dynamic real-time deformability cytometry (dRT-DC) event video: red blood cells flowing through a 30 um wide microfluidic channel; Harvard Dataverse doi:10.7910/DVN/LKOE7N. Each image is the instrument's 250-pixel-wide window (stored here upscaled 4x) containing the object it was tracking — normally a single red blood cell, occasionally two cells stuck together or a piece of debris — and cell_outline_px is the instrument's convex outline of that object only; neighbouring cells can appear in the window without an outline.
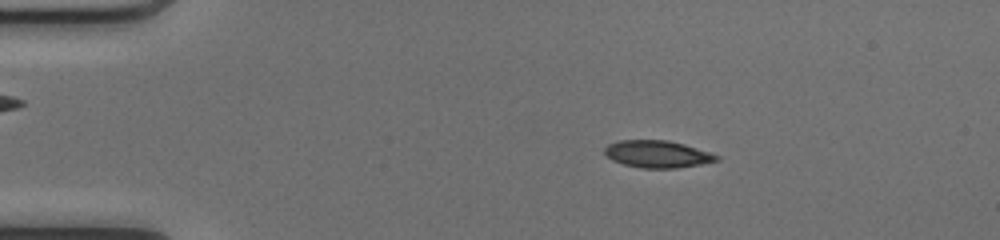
{"species": "common noctule bat (a hibernating species)", "species_latin": "Nyctalus noctula", "temperature_condition": "cold", "stored_images_in_passage": 50, "camera_frame_rate_fps": 3000, "um_per_image_px": 0.085, "animal": {"sex": "female", "body_mass_g": 17.0, "forearm_length_mm": 48.0}, "frame": {"image": 1, "passage_image": 10, "time_ms": 3.0, "image_size_px": [1000, 240], "cell_outline_px": [[720, 160], [700, 164], [676, 168], [640, 168], [624, 164], [612, 160], [604, 156], [604, 148], [608, 144], [620, 140], [668, 140], [684, 144], [720, 156]], "centroid_in_image_um": [55.84, 13.1], "position_along_channel_um": 29.2, "area_um2": 17.74}}
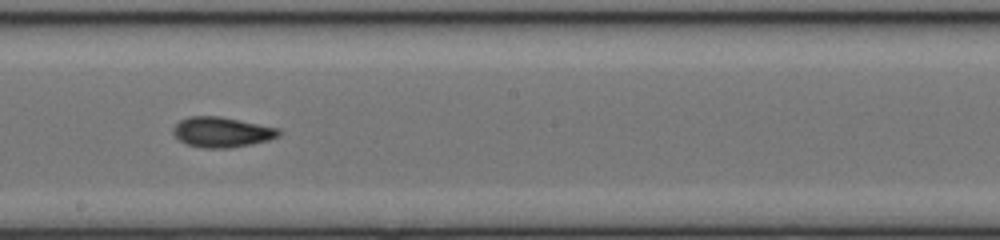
{"frame": {"image": 2, "passage_image": 29, "time_ms": 9.333, "image_size_px": [1000, 240], "cell_outline_px": [[280, 136], [268, 140], [252, 144], [228, 148], [200, 148], [188, 144], [180, 140], [172, 132], [172, 128], [180, 120], [188, 116], [220, 116], [280, 128]], "centroid_in_image_um": [18.86, 11.22], "position_along_channel_um": 229.3, "area_um2": 18.67}}
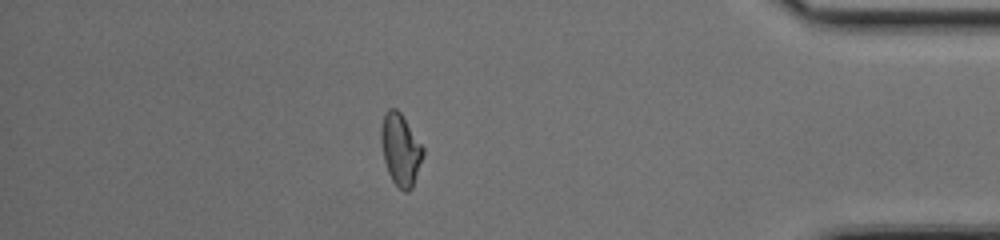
{"frame": {"image": 3, "passage_image": 44, "time_ms": 14.333, "image_size_px": [1000, 240], "cell_outline_px": [[424, 152], [412, 188], [408, 192], [404, 192], [392, 180], [388, 172], [384, 160], [380, 140], [380, 128], [384, 112], [388, 108], [396, 108], [400, 112], [424, 148]], "centroid_in_image_um": [34.02, 12.69], "position_along_channel_um": 401.2, "area_um2": 17.51}, "authors_computed_cell_mechanics": {"area_um2": 17.6868, "velocity_mm_per_s": 4.1838, "shape_relaxation_time_tau1_ms": 4.5254, "shape_relaxation_time_tau2_ms": 2.9152, "deformation_change_tau1": 0.1692, "deformation_change_tau2": 0.0905}}